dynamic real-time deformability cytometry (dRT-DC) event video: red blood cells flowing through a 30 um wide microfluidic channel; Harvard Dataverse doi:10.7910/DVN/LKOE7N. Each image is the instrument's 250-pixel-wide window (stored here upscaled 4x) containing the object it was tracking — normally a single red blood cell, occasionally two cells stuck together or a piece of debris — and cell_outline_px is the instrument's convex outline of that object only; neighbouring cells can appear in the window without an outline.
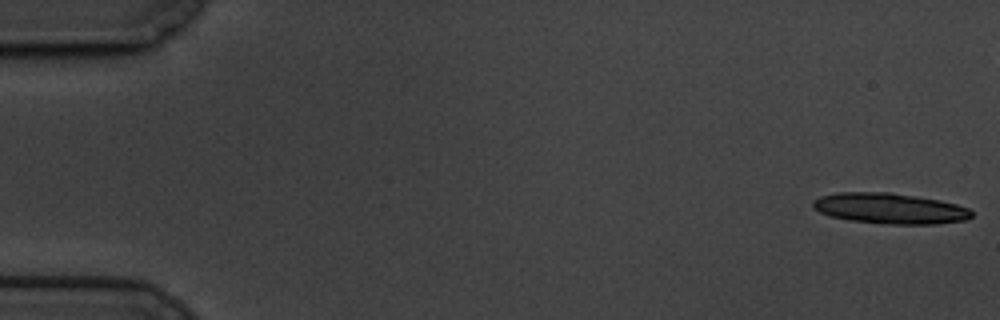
{"species": "common noctule bat (a hibernating species)", "species_latin": "Nyctalus noctula", "temperature_condition": "cold", "stored_images_in_passage": 27, "camera_frame_rate_fps": 3000, "um_per_image_px": 0.085, "animal": {"sex": "male", "body_mass_g": 19.5, "forearm_length_mm": 54.6}, "frame": {"image": 1, "passage_image": 1, "time_ms": 0.0, "image_size_px": [1000, 320], "cell_outline_px": [[972, 216], [968, 220], [936, 224], [888, 224], [848, 220], [828, 216], [812, 208], [812, 200], [820, 196], [836, 192], [892, 192], [940, 200], [956, 204], [968, 208], [972, 212]], "centroid_in_image_um": [75.61, 17.71], "position_along_channel_um": 9.4, "area_um2": 28.67}}